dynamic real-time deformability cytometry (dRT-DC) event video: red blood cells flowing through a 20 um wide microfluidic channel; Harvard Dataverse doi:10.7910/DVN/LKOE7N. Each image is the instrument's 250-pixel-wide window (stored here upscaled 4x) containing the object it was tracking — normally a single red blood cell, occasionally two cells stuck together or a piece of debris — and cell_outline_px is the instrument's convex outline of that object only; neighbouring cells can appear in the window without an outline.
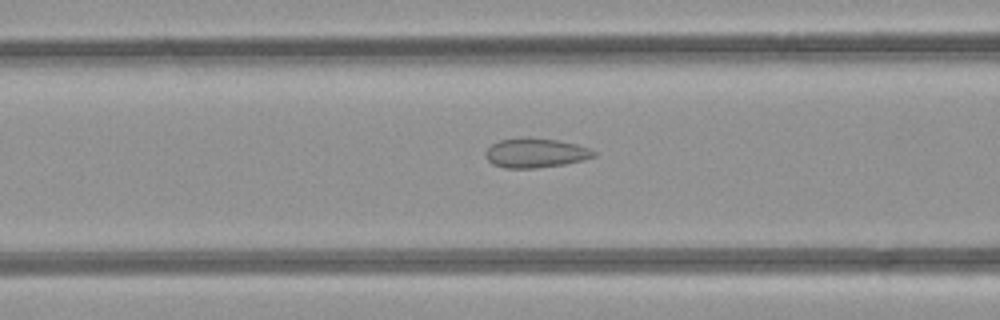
{"species": "common noctule bat (a hibernating species)", "species_latin": "Nyctalus noctula", "temperature_condition": "room temperature", "stored_images_in_passage": 35, "camera_frame_rate_fps": 3000, "um_per_image_px": 0.085, "animal": {"sex": "female", "body_mass_g": 21.9}, "frame": {"image": 1, "passage_image": 6, "time_ms": 1.667, "image_size_px": [1000, 320], "cell_outline_px": [[596, 156], [584, 160], [564, 164], [536, 168], [504, 168], [492, 164], [484, 156], [484, 152], [492, 144], [500, 140], [556, 140], [576, 144], [588, 148], [596, 152]], "centroid_in_image_um": [45.52, 13.05], "position_along_channel_um": 121.1, "area_um2": 17.92}}
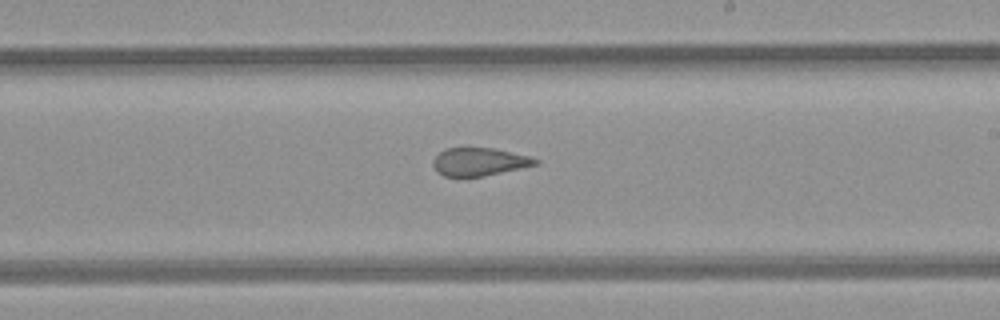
{"frame": {"image": 2, "passage_image": 15, "time_ms": 4.667, "image_size_px": [1000, 320], "cell_outline_px": [[540, 164], [484, 176], [444, 176], [436, 172], [432, 164], [432, 160], [440, 152], [448, 148], [492, 148], [528, 156], [540, 160]], "centroid_in_image_um": [40.73, 13.76], "position_along_channel_um": 248.3, "area_um2": 16.59}}
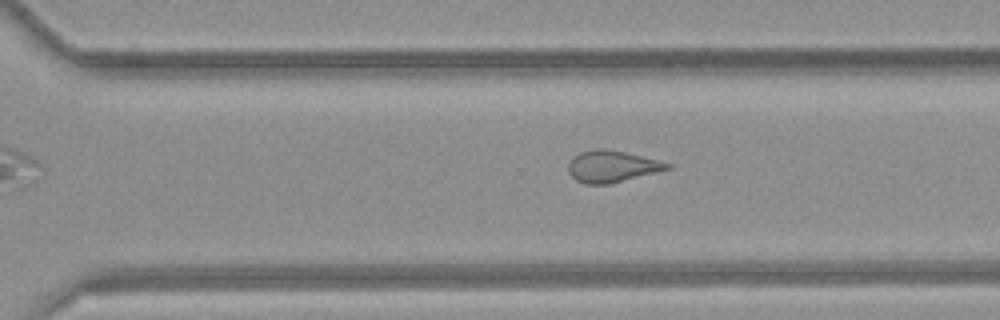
{"frame": {"image": 3, "passage_image": 20, "time_ms": 6.333, "image_size_px": [1000, 320], "cell_outline_px": [[672, 168], [608, 184], [584, 184], [576, 180], [568, 172], [568, 164], [572, 156], [580, 152], [600, 148], [604, 148], [624, 152], [672, 164]], "centroid_in_image_um": [51.96, 14.14], "position_along_channel_um": 318.6, "area_um2": 18.03}, "authors_computed_cell_mechanics": {"area_um2": 18.6694, "velocity_mm_per_s": 4.2381, "shape_relaxation_time_tau1_ms": null, "shape_relaxation_time_tau2_ms": 1.5277, "deformation_change_tau1": null, "deformation_change_tau2": 0.0836}}